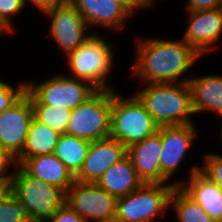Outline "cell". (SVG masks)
Wrapping results in <instances>:
<instances>
[{
    "instance_id": "obj_31",
    "label": "cell",
    "mask_w": 222,
    "mask_h": 222,
    "mask_svg": "<svg viewBox=\"0 0 222 222\" xmlns=\"http://www.w3.org/2000/svg\"><path fill=\"white\" fill-rule=\"evenodd\" d=\"M15 165V159L0 149V180H11L13 173H9V168H14Z\"/></svg>"
},
{
    "instance_id": "obj_25",
    "label": "cell",
    "mask_w": 222,
    "mask_h": 222,
    "mask_svg": "<svg viewBox=\"0 0 222 222\" xmlns=\"http://www.w3.org/2000/svg\"><path fill=\"white\" fill-rule=\"evenodd\" d=\"M0 222H31L24 206L12 192L0 202Z\"/></svg>"
},
{
    "instance_id": "obj_5",
    "label": "cell",
    "mask_w": 222,
    "mask_h": 222,
    "mask_svg": "<svg viewBox=\"0 0 222 222\" xmlns=\"http://www.w3.org/2000/svg\"><path fill=\"white\" fill-rule=\"evenodd\" d=\"M11 178V192L24 206L31 222H46L65 204V192L28 175L15 165Z\"/></svg>"
},
{
    "instance_id": "obj_29",
    "label": "cell",
    "mask_w": 222,
    "mask_h": 222,
    "mask_svg": "<svg viewBox=\"0 0 222 222\" xmlns=\"http://www.w3.org/2000/svg\"><path fill=\"white\" fill-rule=\"evenodd\" d=\"M46 222H85V220L64 204Z\"/></svg>"
},
{
    "instance_id": "obj_7",
    "label": "cell",
    "mask_w": 222,
    "mask_h": 222,
    "mask_svg": "<svg viewBox=\"0 0 222 222\" xmlns=\"http://www.w3.org/2000/svg\"><path fill=\"white\" fill-rule=\"evenodd\" d=\"M112 90H97L72 110L66 134L89 142L110 137Z\"/></svg>"
},
{
    "instance_id": "obj_33",
    "label": "cell",
    "mask_w": 222,
    "mask_h": 222,
    "mask_svg": "<svg viewBox=\"0 0 222 222\" xmlns=\"http://www.w3.org/2000/svg\"><path fill=\"white\" fill-rule=\"evenodd\" d=\"M25 9L28 5L35 6L34 8L41 11L42 14L53 10L56 6L64 4L67 0H23ZM30 3V4H29Z\"/></svg>"
},
{
    "instance_id": "obj_2",
    "label": "cell",
    "mask_w": 222,
    "mask_h": 222,
    "mask_svg": "<svg viewBox=\"0 0 222 222\" xmlns=\"http://www.w3.org/2000/svg\"><path fill=\"white\" fill-rule=\"evenodd\" d=\"M134 93L159 126L195 124L188 82L149 83Z\"/></svg>"
},
{
    "instance_id": "obj_3",
    "label": "cell",
    "mask_w": 222,
    "mask_h": 222,
    "mask_svg": "<svg viewBox=\"0 0 222 222\" xmlns=\"http://www.w3.org/2000/svg\"><path fill=\"white\" fill-rule=\"evenodd\" d=\"M98 34H91L81 46L66 55L70 75L64 74L85 81L96 90H116L108 83L114 70L115 49Z\"/></svg>"
},
{
    "instance_id": "obj_17",
    "label": "cell",
    "mask_w": 222,
    "mask_h": 222,
    "mask_svg": "<svg viewBox=\"0 0 222 222\" xmlns=\"http://www.w3.org/2000/svg\"><path fill=\"white\" fill-rule=\"evenodd\" d=\"M84 18L89 29L103 27L121 31L132 15L115 0H69ZM130 17V18H129ZM128 18V19H127Z\"/></svg>"
},
{
    "instance_id": "obj_10",
    "label": "cell",
    "mask_w": 222,
    "mask_h": 222,
    "mask_svg": "<svg viewBox=\"0 0 222 222\" xmlns=\"http://www.w3.org/2000/svg\"><path fill=\"white\" fill-rule=\"evenodd\" d=\"M43 15L50 19L49 35L64 56L81 46L91 34L96 33V30L87 32L88 25L69 0Z\"/></svg>"
},
{
    "instance_id": "obj_26",
    "label": "cell",
    "mask_w": 222,
    "mask_h": 222,
    "mask_svg": "<svg viewBox=\"0 0 222 222\" xmlns=\"http://www.w3.org/2000/svg\"><path fill=\"white\" fill-rule=\"evenodd\" d=\"M24 8L23 0H0V33H15L13 18L25 10Z\"/></svg>"
},
{
    "instance_id": "obj_16",
    "label": "cell",
    "mask_w": 222,
    "mask_h": 222,
    "mask_svg": "<svg viewBox=\"0 0 222 222\" xmlns=\"http://www.w3.org/2000/svg\"><path fill=\"white\" fill-rule=\"evenodd\" d=\"M194 165L189 168V178L172 181L197 202L215 222H222V189L200 172L199 164Z\"/></svg>"
},
{
    "instance_id": "obj_11",
    "label": "cell",
    "mask_w": 222,
    "mask_h": 222,
    "mask_svg": "<svg viewBox=\"0 0 222 222\" xmlns=\"http://www.w3.org/2000/svg\"><path fill=\"white\" fill-rule=\"evenodd\" d=\"M29 93H25L0 115V149L16 159L22 152L33 119Z\"/></svg>"
},
{
    "instance_id": "obj_30",
    "label": "cell",
    "mask_w": 222,
    "mask_h": 222,
    "mask_svg": "<svg viewBox=\"0 0 222 222\" xmlns=\"http://www.w3.org/2000/svg\"><path fill=\"white\" fill-rule=\"evenodd\" d=\"M186 11L213 10L222 7V0H188Z\"/></svg>"
},
{
    "instance_id": "obj_23",
    "label": "cell",
    "mask_w": 222,
    "mask_h": 222,
    "mask_svg": "<svg viewBox=\"0 0 222 222\" xmlns=\"http://www.w3.org/2000/svg\"><path fill=\"white\" fill-rule=\"evenodd\" d=\"M170 209L174 211L177 222H215L203 208L179 186H175L171 193L169 202V210Z\"/></svg>"
},
{
    "instance_id": "obj_13",
    "label": "cell",
    "mask_w": 222,
    "mask_h": 222,
    "mask_svg": "<svg viewBox=\"0 0 222 222\" xmlns=\"http://www.w3.org/2000/svg\"><path fill=\"white\" fill-rule=\"evenodd\" d=\"M198 133L196 124L161 126V171L169 180L180 170Z\"/></svg>"
},
{
    "instance_id": "obj_4",
    "label": "cell",
    "mask_w": 222,
    "mask_h": 222,
    "mask_svg": "<svg viewBox=\"0 0 222 222\" xmlns=\"http://www.w3.org/2000/svg\"><path fill=\"white\" fill-rule=\"evenodd\" d=\"M131 95L125 97L112 90L110 137L126 148L155 134L160 127L138 97Z\"/></svg>"
},
{
    "instance_id": "obj_21",
    "label": "cell",
    "mask_w": 222,
    "mask_h": 222,
    "mask_svg": "<svg viewBox=\"0 0 222 222\" xmlns=\"http://www.w3.org/2000/svg\"><path fill=\"white\" fill-rule=\"evenodd\" d=\"M60 135V132L33 118L29 126L25 146L21 154L15 159V163L20 165L26 158L53 153Z\"/></svg>"
},
{
    "instance_id": "obj_1",
    "label": "cell",
    "mask_w": 222,
    "mask_h": 222,
    "mask_svg": "<svg viewBox=\"0 0 222 222\" xmlns=\"http://www.w3.org/2000/svg\"><path fill=\"white\" fill-rule=\"evenodd\" d=\"M134 42L136 60L130 69L133 77L140 81L138 84L189 82L191 77H185V73L201 58L182 38L137 37Z\"/></svg>"
},
{
    "instance_id": "obj_6",
    "label": "cell",
    "mask_w": 222,
    "mask_h": 222,
    "mask_svg": "<svg viewBox=\"0 0 222 222\" xmlns=\"http://www.w3.org/2000/svg\"><path fill=\"white\" fill-rule=\"evenodd\" d=\"M175 186L143 183L135 191L117 199L114 222H156V219L165 217Z\"/></svg>"
},
{
    "instance_id": "obj_24",
    "label": "cell",
    "mask_w": 222,
    "mask_h": 222,
    "mask_svg": "<svg viewBox=\"0 0 222 222\" xmlns=\"http://www.w3.org/2000/svg\"><path fill=\"white\" fill-rule=\"evenodd\" d=\"M29 98L33 106L34 119L61 134L66 133L72 110L63 107L41 105L30 94Z\"/></svg>"
},
{
    "instance_id": "obj_9",
    "label": "cell",
    "mask_w": 222,
    "mask_h": 222,
    "mask_svg": "<svg viewBox=\"0 0 222 222\" xmlns=\"http://www.w3.org/2000/svg\"><path fill=\"white\" fill-rule=\"evenodd\" d=\"M116 202L96 183L76 181L65 193V204L85 222H114Z\"/></svg>"
},
{
    "instance_id": "obj_18",
    "label": "cell",
    "mask_w": 222,
    "mask_h": 222,
    "mask_svg": "<svg viewBox=\"0 0 222 222\" xmlns=\"http://www.w3.org/2000/svg\"><path fill=\"white\" fill-rule=\"evenodd\" d=\"M19 166L33 178L56 186L65 193L76 182L75 176L53 153L26 158Z\"/></svg>"
},
{
    "instance_id": "obj_28",
    "label": "cell",
    "mask_w": 222,
    "mask_h": 222,
    "mask_svg": "<svg viewBox=\"0 0 222 222\" xmlns=\"http://www.w3.org/2000/svg\"><path fill=\"white\" fill-rule=\"evenodd\" d=\"M26 91V82L21 81L17 86L0 79V115L14 104Z\"/></svg>"
},
{
    "instance_id": "obj_14",
    "label": "cell",
    "mask_w": 222,
    "mask_h": 222,
    "mask_svg": "<svg viewBox=\"0 0 222 222\" xmlns=\"http://www.w3.org/2000/svg\"><path fill=\"white\" fill-rule=\"evenodd\" d=\"M161 150V126L155 134L127 148V155L143 183L174 184L161 171Z\"/></svg>"
},
{
    "instance_id": "obj_35",
    "label": "cell",
    "mask_w": 222,
    "mask_h": 222,
    "mask_svg": "<svg viewBox=\"0 0 222 222\" xmlns=\"http://www.w3.org/2000/svg\"><path fill=\"white\" fill-rule=\"evenodd\" d=\"M221 118H222V116H221ZM220 126L222 127V125H220ZM220 130L221 131H219L220 132L219 136L221 137L220 139H221V142H222V128H220Z\"/></svg>"
},
{
    "instance_id": "obj_27",
    "label": "cell",
    "mask_w": 222,
    "mask_h": 222,
    "mask_svg": "<svg viewBox=\"0 0 222 222\" xmlns=\"http://www.w3.org/2000/svg\"><path fill=\"white\" fill-rule=\"evenodd\" d=\"M204 155L200 172L222 189V154L209 152Z\"/></svg>"
},
{
    "instance_id": "obj_22",
    "label": "cell",
    "mask_w": 222,
    "mask_h": 222,
    "mask_svg": "<svg viewBox=\"0 0 222 222\" xmlns=\"http://www.w3.org/2000/svg\"><path fill=\"white\" fill-rule=\"evenodd\" d=\"M89 145L90 142L87 140L63 133L60 135L53 154L76 176L87 157Z\"/></svg>"
},
{
    "instance_id": "obj_12",
    "label": "cell",
    "mask_w": 222,
    "mask_h": 222,
    "mask_svg": "<svg viewBox=\"0 0 222 222\" xmlns=\"http://www.w3.org/2000/svg\"><path fill=\"white\" fill-rule=\"evenodd\" d=\"M186 12L188 25L184 30L182 39L201 57H204L215 50L214 44L221 39L222 7L213 10Z\"/></svg>"
},
{
    "instance_id": "obj_15",
    "label": "cell",
    "mask_w": 222,
    "mask_h": 222,
    "mask_svg": "<svg viewBox=\"0 0 222 222\" xmlns=\"http://www.w3.org/2000/svg\"><path fill=\"white\" fill-rule=\"evenodd\" d=\"M127 155V148L111 137L90 142L87 157L75 176L82 183H97L104 172Z\"/></svg>"
},
{
    "instance_id": "obj_19",
    "label": "cell",
    "mask_w": 222,
    "mask_h": 222,
    "mask_svg": "<svg viewBox=\"0 0 222 222\" xmlns=\"http://www.w3.org/2000/svg\"><path fill=\"white\" fill-rule=\"evenodd\" d=\"M188 84L195 114L212 111L222 116V74L191 76Z\"/></svg>"
},
{
    "instance_id": "obj_34",
    "label": "cell",
    "mask_w": 222,
    "mask_h": 222,
    "mask_svg": "<svg viewBox=\"0 0 222 222\" xmlns=\"http://www.w3.org/2000/svg\"><path fill=\"white\" fill-rule=\"evenodd\" d=\"M11 193V180H0V202Z\"/></svg>"
},
{
    "instance_id": "obj_32",
    "label": "cell",
    "mask_w": 222,
    "mask_h": 222,
    "mask_svg": "<svg viewBox=\"0 0 222 222\" xmlns=\"http://www.w3.org/2000/svg\"><path fill=\"white\" fill-rule=\"evenodd\" d=\"M119 3L123 8H125L132 16L136 14V11L143 8H151L154 7L156 3L152 0H115Z\"/></svg>"
},
{
    "instance_id": "obj_20",
    "label": "cell",
    "mask_w": 222,
    "mask_h": 222,
    "mask_svg": "<svg viewBox=\"0 0 222 222\" xmlns=\"http://www.w3.org/2000/svg\"><path fill=\"white\" fill-rule=\"evenodd\" d=\"M96 184L118 199L135 191L143 181L138 177L129 156L126 155L106 170Z\"/></svg>"
},
{
    "instance_id": "obj_8",
    "label": "cell",
    "mask_w": 222,
    "mask_h": 222,
    "mask_svg": "<svg viewBox=\"0 0 222 222\" xmlns=\"http://www.w3.org/2000/svg\"><path fill=\"white\" fill-rule=\"evenodd\" d=\"M26 91L41 105L73 110L97 90L85 81L56 73L38 83L26 82Z\"/></svg>"
}]
</instances>
